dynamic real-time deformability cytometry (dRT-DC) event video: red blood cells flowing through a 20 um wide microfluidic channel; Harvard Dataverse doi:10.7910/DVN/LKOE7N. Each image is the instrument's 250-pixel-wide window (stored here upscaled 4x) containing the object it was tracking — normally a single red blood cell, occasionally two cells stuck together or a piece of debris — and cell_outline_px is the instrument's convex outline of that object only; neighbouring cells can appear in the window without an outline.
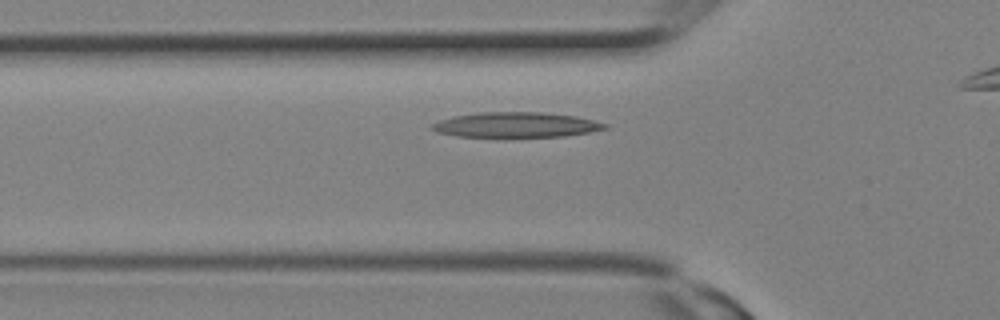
{"species": "Egyptian fruit bat (a non-hibernating species)", "species_latin": "Rousettus aegyptiacus", "temperature_condition": "room temperature", "stored_images_in_passage": 9, "camera_frame_rate_fps": 3000, "um_per_image_px": 0.085, "animal": {"sex": "female"}, "frame": {"image": 1, "passage_image": 2, "time_ms": 0.333, "image_size_px": [1000, 320], "cell_outline_px": [[608, 128], [588, 132], [564, 136], [456, 136], [440, 132], [432, 128], [428, 124], [452, 116], [480, 112], [540, 112], [576, 116], [608, 124]], "centroid_in_image_um": [43.85, 10.59], "position_along_channel_um": 81.9, "area_um2": 24.97}}
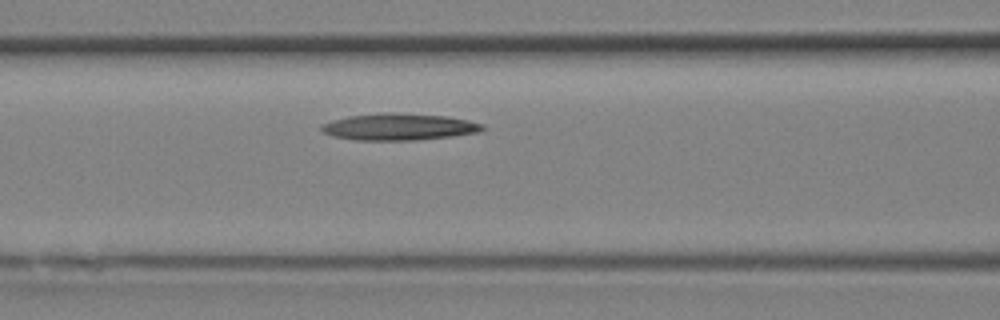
{"frame": {"image": 2, "passage_image": 4, "time_ms": 1.0, "image_size_px": [1000, 320], "cell_outline_px": [[484, 128], [480, 132], [452, 136], [416, 140], [356, 140], [332, 136], [324, 132], [320, 128], [320, 124], [332, 120], [348, 116], [384, 112], [392, 112], [448, 116], [468, 120], [484, 124]], "centroid_in_image_um": [33.91, 10.77], "position_along_channel_um": 132.7, "area_um2": 25.26}}
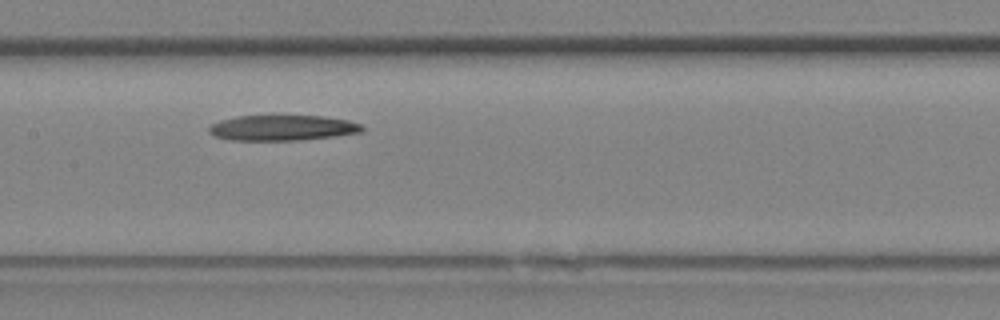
{"frame": {"image": 3, "passage_image": 6, "time_ms": 1.667, "image_size_px": [1000, 320], "cell_outline_px": [[364, 132], [336, 136], [300, 140], [232, 140], [216, 136], [208, 132], [208, 128], [212, 124], [220, 120], [240, 116], [324, 116], [348, 120], [360, 124], [364, 128]], "centroid_in_image_um": [24.04, 10.87], "position_along_channel_um": 183.4, "area_um2": 22.66}}